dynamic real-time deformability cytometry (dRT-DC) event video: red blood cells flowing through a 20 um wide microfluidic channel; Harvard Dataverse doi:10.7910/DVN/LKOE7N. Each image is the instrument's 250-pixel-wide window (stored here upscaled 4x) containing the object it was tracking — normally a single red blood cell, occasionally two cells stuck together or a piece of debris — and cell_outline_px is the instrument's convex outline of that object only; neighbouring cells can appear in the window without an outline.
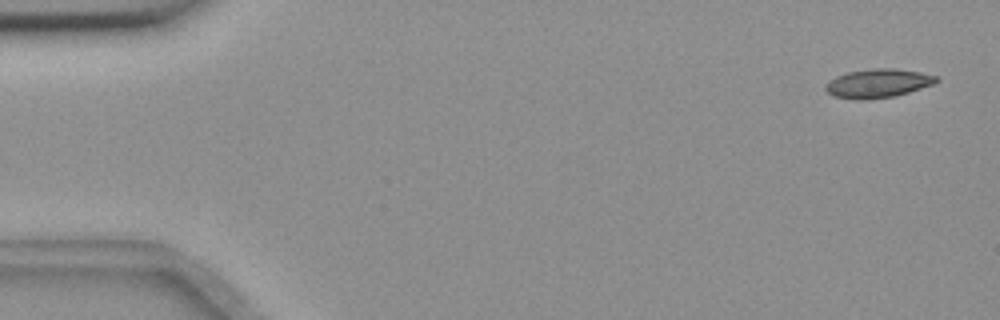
{"species": "common noctule bat (a hibernating species)", "species_latin": "Nyctalus noctula", "temperature_condition": "room temperature", "stored_images_in_passage": 54, "camera_frame_rate_fps": 3000, "um_per_image_px": 0.085, "animal": {"sex": "female", "body_mass_g": 18.4}, "frame": {"image": 1, "passage_image": 3, "time_ms": 0.667, "image_size_px": [1000, 320], "cell_outline_px": [[940, 80], [932, 84], [896, 96], [868, 100], [856, 100], [832, 96], [824, 88], [828, 80], [836, 76], [848, 72], [872, 68], [896, 68], [920, 72], [940, 76]], "centroid_in_image_um": [74.61, 7.08], "position_along_channel_um": 10.4, "area_um2": 18.84}}
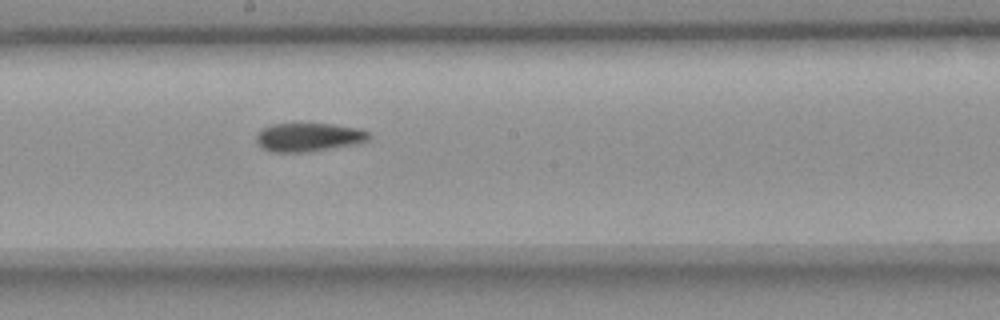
{"frame": {"image": 2, "passage_image": 31, "time_ms": 10.0, "image_size_px": [1000, 320], "cell_outline_px": [[372, 136], [368, 140], [356, 144], [308, 152], [272, 152], [260, 148], [256, 140], [256, 136], [260, 128], [272, 124], [332, 124], [360, 128], [368, 132]], "centroid_in_image_um": [26.22, 11.66], "position_along_channel_um": 222.0, "area_um2": 18.96}}
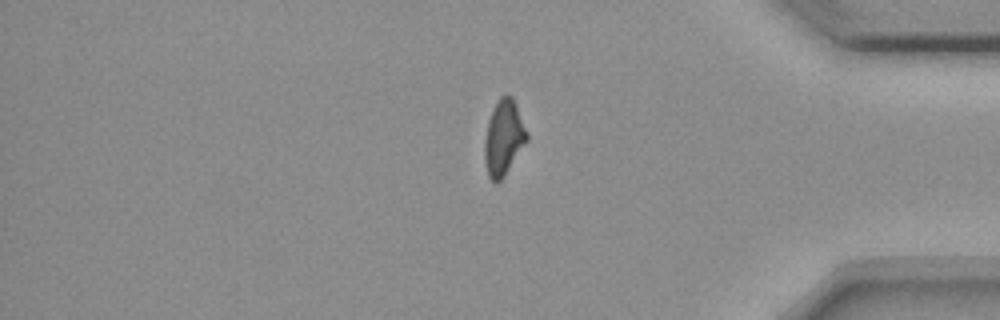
{"frame": {"image": 3, "passage_image": 47, "time_ms": 15.333, "image_size_px": [1000, 320], "cell_outline_px": [[528, 140], [504, 176], [496, 184], [488, 176], [484, 160], [484, 140], [488, 120], [492, 108], [500, 96], [512, 96], [516, 104], [528, 132]], "centroid_in_image_um": [42.8, 11.7], "position_along_channel_um": 392.4, "area_um2": 18.67}}